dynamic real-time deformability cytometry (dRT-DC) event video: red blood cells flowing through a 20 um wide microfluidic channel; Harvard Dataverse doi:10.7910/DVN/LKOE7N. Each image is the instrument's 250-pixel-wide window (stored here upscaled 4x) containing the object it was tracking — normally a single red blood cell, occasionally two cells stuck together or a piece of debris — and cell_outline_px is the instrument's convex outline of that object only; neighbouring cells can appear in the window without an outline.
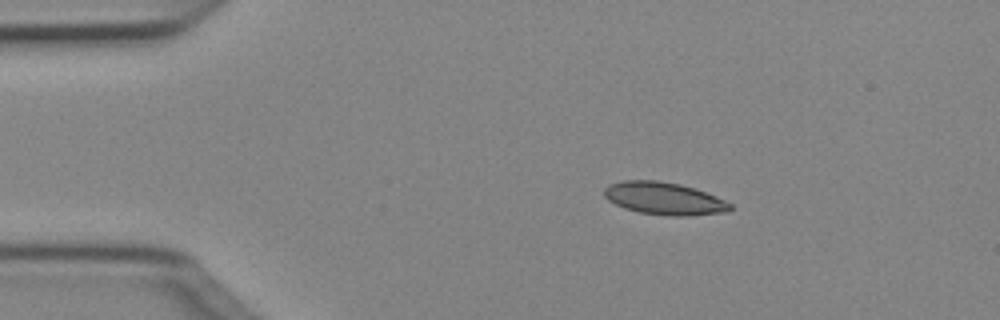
{"species": "Egyptian fruit bat (a non-hibernating species)", "species_latin": "Rousettus aegyptiacus", "temperature_condition": "cold", "stored_images_in_passage": 42, "camera_frame_rate_fps": 3000, "um_per_image_px": 0.085, "animal": {"sex": "female"}, "frame": {"image": 1, "passage_image": 1, "time_ms": 0.0, "image_size_px": [1000, 320], "cell_outline_px": [[732, 208], [728, 212], [688, 216], [668, 216], [640, 212], [624, 208], [608, 200], [604, 196], [604, 188], [608, 184], [624, 180], [656, 180], [680, 184], [716, 196], [732, 204]], "centroid_in_image_um": [56.44, 16.87], "position_along_channel_um": 28.6, "area_um2": 23.87}}
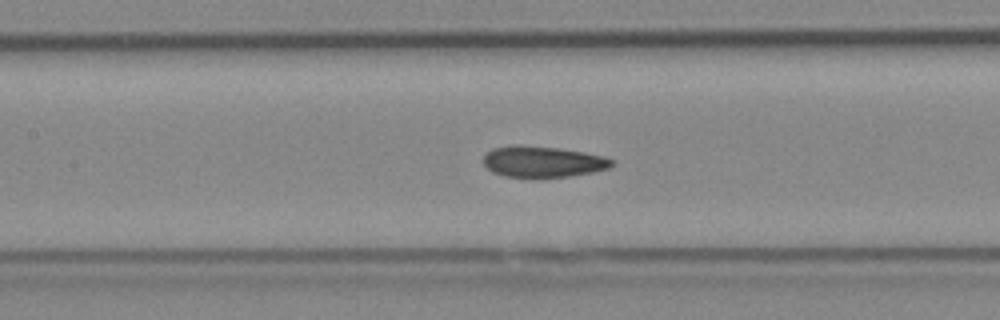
{"frame": {"image": 2, "passage_image": 15, "time_ms": 4.667, "image_size_px": [1000, 320], "cell_outline_px": [[616, 160], [608, 168], [592, 172], [568, 176], [504, 176], [492, 172], [484, 164], [484, 156], [492, 148], [516, 144], [520, 144], [556, 148], [584, 152], [604, 156]], "centroid_in_image_um": [46.13, 13.72], "position_along_channel_um": 161.3, "area_um2": 22.95}}
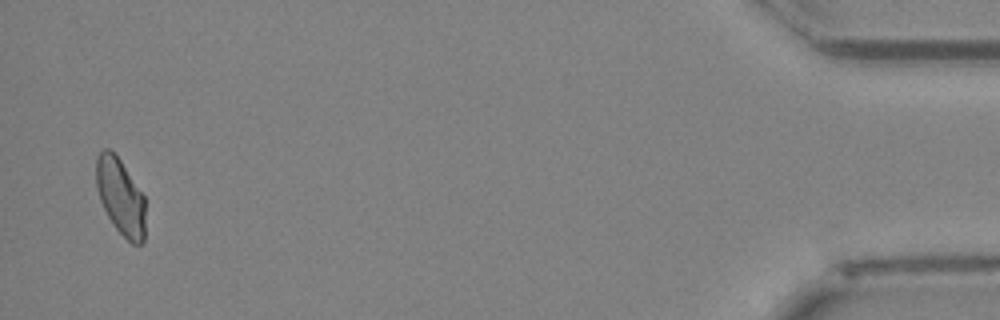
{"frame": {"image": 3, "passage_image": 41, "time_ms": 13.333, "image_size_px": [1000, 320], "cell_outline_px": [[144, 240], [140, 244], [132, 244], [116, 228], [108, 216], [100, 200], [96, 188], [96, 156], [104, 148], [108, 148], [120, 160], [144, 196]], "centroid_in_image_um": [10.22, 16.71], "position_along_channel_um": 425.0, "area_um2": 21.56}, "authors_computed_cell_mechanics": {"area_um2": 23.1778, "velocity_mm_per_s": 4.0384, "shape_relaxation_time_tau1_ms": 4.431, "shape_relaxation_time_tau2_ms": 1.8995, "deformation_change_tau1": 0.1155, "deformation_change_tau2": 0.074}}